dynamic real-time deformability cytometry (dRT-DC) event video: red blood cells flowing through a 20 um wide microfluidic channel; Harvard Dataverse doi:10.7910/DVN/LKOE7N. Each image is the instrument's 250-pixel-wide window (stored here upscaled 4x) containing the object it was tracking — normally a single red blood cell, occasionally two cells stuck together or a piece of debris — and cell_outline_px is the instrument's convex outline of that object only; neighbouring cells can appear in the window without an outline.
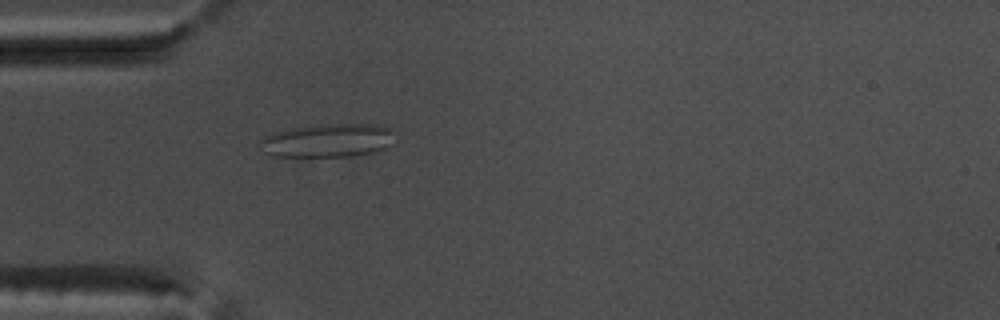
{"species": "common noctule bat (a hibernating species)", "species_latin": "Nyctalus noctula", "temperature_condition": "warm", "stored_images_in_passage": 41, "camera_frame_rate_fps": 3000, "um_per_image_px": 0.085, "animal": {"sex": "male", "body_mass_g": 17.5, "forearm_length_mm": 52.3}, "frame": {"image": 1, "passage_image": 4, "time_ms": 1.0, "image_size_px": [1000, 320], "cell_outline_px": [[396, 132], [392, 144], [376, 152], [352, 156], [308, 160], [300, 160], [276, 156], [264, 152], [256, 144], [264, 136], [276, 132], [292, 128], [328, 124], [380, 124], [392, 128]], "centroid_in_image_um": [27.85, 12.0], "position_along_channel_um": 57.1, "area_um2": 27.8}}
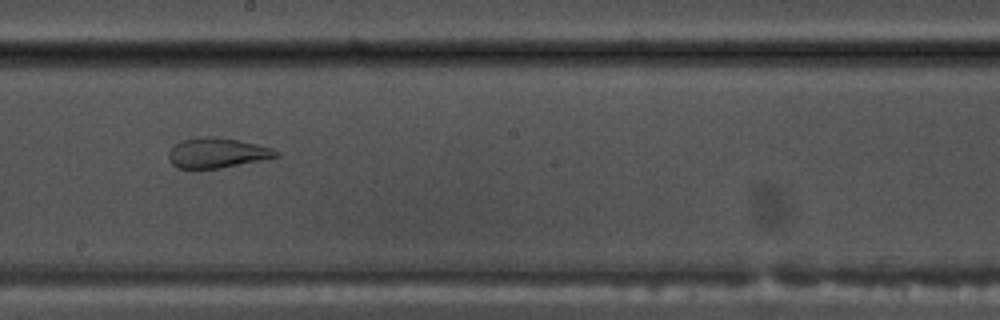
{"frame": {"image": 2, "passage_image": 18, "time_ms": 5.667, "image_size_px": [1000, 320], "cell_outline_px": [[280, 156], [220, 168], [176, 168], [168, 160], [168, 152], [180, 140], [204, 136], [208, 136], [236, 140], [256, 144], [272, 148], [280, 152]], "centroid_in_image_um": [18.43, 13.0], "position_along_channel_um": 229.8, "area_um2": 18.61}}
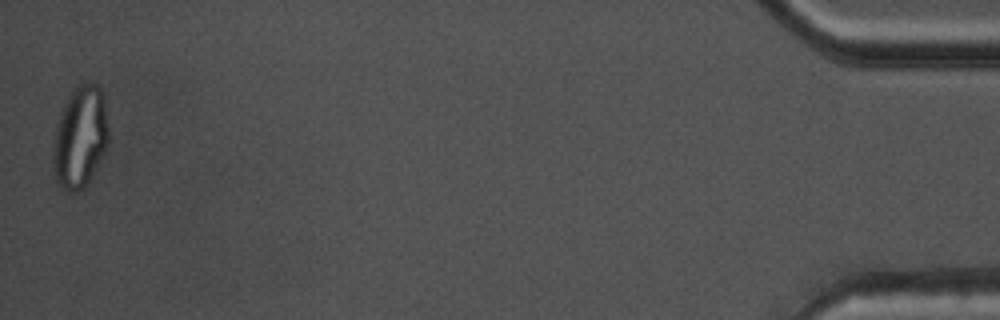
{"frame": {"image": 3, "passage_image": 41, "time_ms": 13.333, "image_size_px": [1000, 320], "cell_outline_px": [[108, 144], [104, 152], [88, 180], [76, 192], [68, 192], [56, 180], [52, 164], [52, 140], [60, 116], [68, 96], [80, 84], [96, 84], [104, 92], [108, 128]], "centroid_in_image_um": [6.8, 11.63], "position_along_channel_um": 428.4, "area_um2": 32.48}, "authors_computed_cell_mechanics": {"area_um2": 24.854, "velocity_mm_per_s": 3.8073, "shape_relaxation_time_tau1_ms": null, "shape_relaxation_time_tau2_ms": 1.1518, "deformation_change_tau1": null, "deformation_change_tau2": 0.083}}